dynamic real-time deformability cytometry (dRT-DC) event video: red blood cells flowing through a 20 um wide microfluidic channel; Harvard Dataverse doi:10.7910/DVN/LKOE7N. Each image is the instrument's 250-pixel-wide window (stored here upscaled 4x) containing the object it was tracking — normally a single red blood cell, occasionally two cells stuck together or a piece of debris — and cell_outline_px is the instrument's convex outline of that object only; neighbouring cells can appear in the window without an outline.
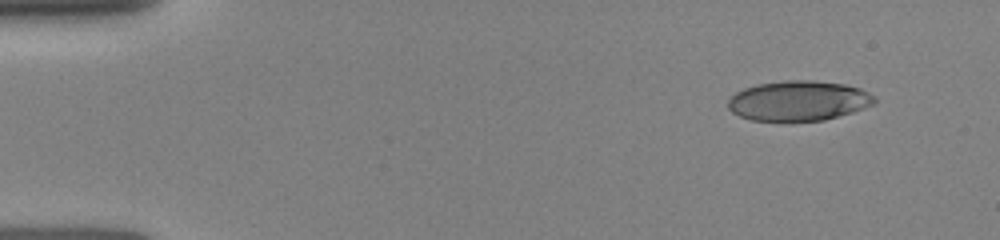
{"species": "human", "species_latin": "Homo sapiens", "temperature_condition": "room temperature", "stored_images_in_passage": 22, "camera_frame_rate_fps": 3000, "um_per_image_px": 0.085, "donor": {"sex": "female"}, "frame": {"image": 1, "passage_image": 1, "time_ms": 0.0, "image_size_px": [1000, 240], "cell_outline_px": [[876, 100], [872, 104], [864, 108], [852, 112], [824, 120], [752, 120], [740, 116], [732, 112], [728, 108], [728, 100], [736, 92], [744, 88], [756, 84], [784, 80], [812, 80], [844, 84], [860, 88], [876, 96]], "centroid_in_image_um": [67.87, 8.55], "position_along_channel_um": 17.1, "area_um2": 33.99}}
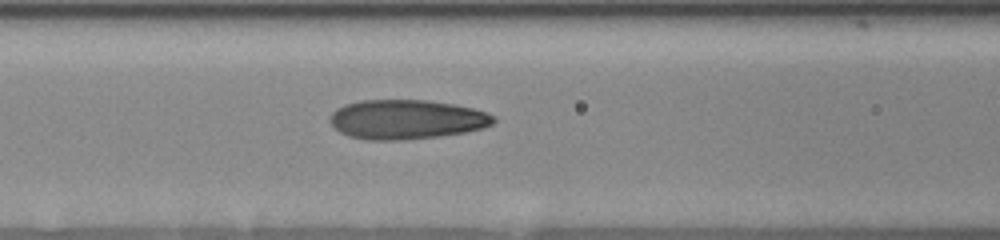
{"frame": {"image": 2, "passage_image": 13, "time_ms": 5.333, "image_size_px": [1000, 240], "cell_outline_px": [[496, 120], [492, 124], [484, 128], [464, 132], [440, 136], [404, 140], [368, 140], [348, 136], [340, 132], [328, 120], [332, 112], [336, 108], [344, 104], [360, 100], [424, 100], [452, 104], [472, 108], [488, 112], [496, 116]], "centroid_in_image_um": [34.55, 10.15], "position_along_channel_um": 132.1, "area_um2": 37.8}}
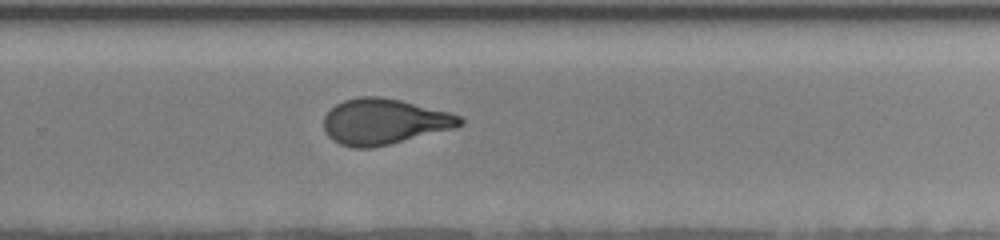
{"frame": {"image": 3, "passage_image": 22, "time_ms": 9.333, "image_size_px": [1000, 240], "cell_outline_px": [[464, 124], [456, 128], [372, 148], [352, 148], [340, 144], [332, 140], [324, 132], [324, 116], [336, 104], [344, 100], [360, 96], [380, 96], [400, 100], [448, 112], [460, 116], [464, 120]], "centroid_in_image_um": [32.63, 10.34], "position_along_channel_um": 297.2, "area_um2": 36.3}}